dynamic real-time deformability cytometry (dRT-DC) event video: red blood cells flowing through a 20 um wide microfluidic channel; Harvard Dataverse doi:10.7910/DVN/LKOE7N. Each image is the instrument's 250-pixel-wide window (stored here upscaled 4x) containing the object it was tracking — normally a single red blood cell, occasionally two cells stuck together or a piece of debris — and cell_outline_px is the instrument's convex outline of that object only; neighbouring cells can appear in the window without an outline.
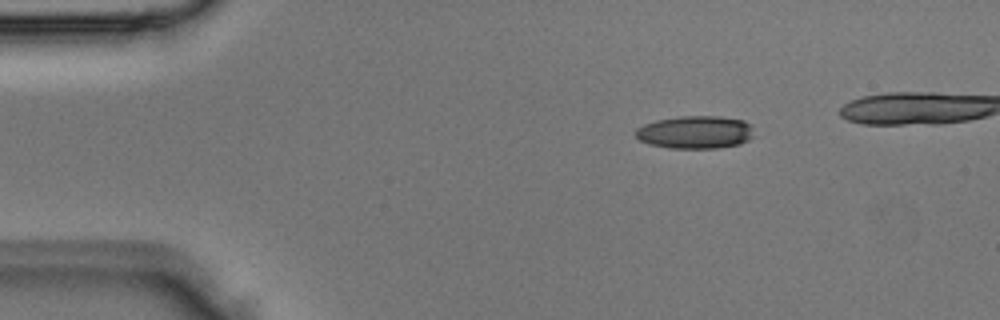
{"species": "Egyptian fruit bat (a non-hibernating species)", "species_latin": "Rousettus aegyptiacus", "temperature_condition": "room temperature", "stored_images_in_passage": 4, "camera_frame_rate_fps": 3000, "um_per_image_px": 0.085, "animal": {"sex": "male"}, "frame": {"image": 1, "passage_image": 4, "time_ms": 1.0, "image_size_px": [1000, 320], "cell_outline_px": [[752, 136], [748, 140], [740, 144], [716, 148], [672, 148], [648, 144], [640, 140], [636, 136], [636, 128], [644, 124], [656, 120], [680, 116], [720, 116], [744, 120], [752, 124]], "centroid_in_image_um": [59.11, 11.23], "position_along_channel_um": 25.9, "area_um2": 22.72}}